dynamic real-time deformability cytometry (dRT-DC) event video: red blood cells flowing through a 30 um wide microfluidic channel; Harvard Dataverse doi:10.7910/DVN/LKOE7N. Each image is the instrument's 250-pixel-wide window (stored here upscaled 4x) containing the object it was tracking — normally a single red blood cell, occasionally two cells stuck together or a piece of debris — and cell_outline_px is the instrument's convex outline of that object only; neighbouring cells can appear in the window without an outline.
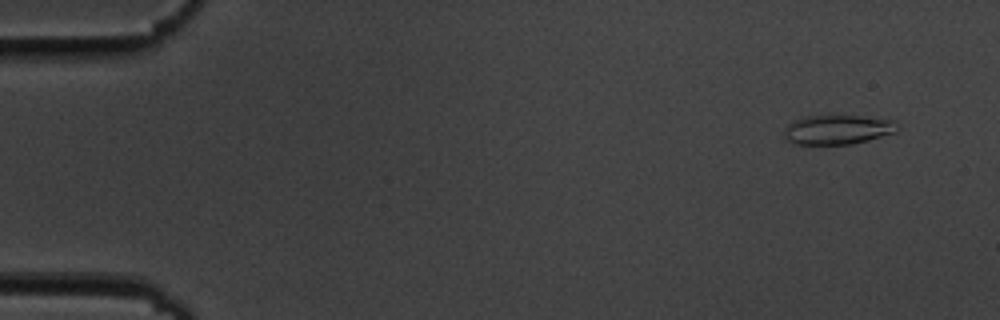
{"species": "common noctule bat (a hibernating species)", "species_latin": "Nyctalus noctula", "temperature_condition": "cold", "stored_images_in_passage": 56, "camera_frame_rate_fps": 3000, "um_per_image_px": 0.085, "animal": {"sex": "male", "body_mass_g": 19.5, "forearm_length_mm": 54.6}, "frame": {"image": 1, "passage_image": 4, "time_ms": 1.0, "image_size_px": [1000, 320], "cell_outline_px": [[900, 124], [896, 132], [868, 140], [852, 144], [792, 144], [784, 140], [784, 128], [792, 120], [804, 116], [860, 116], [896, 120]], "centroid_in_image_um": [71.18, 11.02], "position_along_channel_um": 13.8, "area_um2": 19.71}}
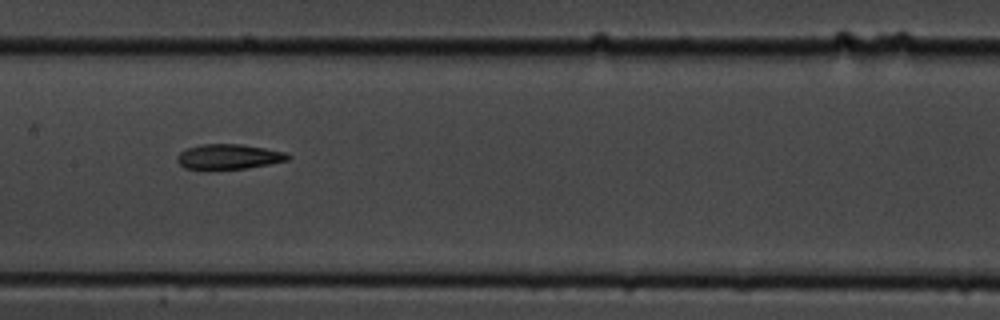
{"frame": {"image": 2, "passage_image": 28, "time_ms": 9.0, "image_size_px": [1000, 320], "cell_outline_px": [[292, 156], [288, 160], [248, 168], [184, 168], [176, 160], [176, 156], [180, 152], [188, 148], [204, 144], [240, 144], [264, 148], [284, 152]], "centroid_in_image_um": [19.45, 13.3], "position_along_channel_um": 188.0, "area_um2": 15.78}}
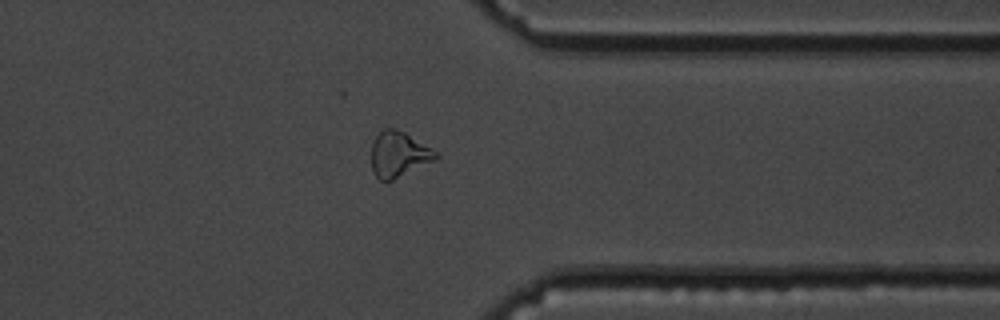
{"frame": {"image": 3, "passage_image": 44, "time_ms": 14.333, "image_size_px": [1000, 320], "cell_outline_px": [[440, 156], [436, 160], [392, 180], [380, 180], [372, 172], [372, 140], [384, 128], [392, 128], [404, 132], [436, 152]], "centroid_in_image_um": [33.87, 13.12], "position_along_channel_um": 377.5, "area_um2": 16.82}, "authors_computed_cell_mechanics": {"area_um2": 17.1377, "velocity_mm_per_s": 3.6422, "shape_relaxation_time_tau1_ms": 9.9805, "shape_relaxation_time_tau2_ms": 2.1792, "deformation_change_tau1": 0.2369, "deformation_change_tau2": 0.1053}}